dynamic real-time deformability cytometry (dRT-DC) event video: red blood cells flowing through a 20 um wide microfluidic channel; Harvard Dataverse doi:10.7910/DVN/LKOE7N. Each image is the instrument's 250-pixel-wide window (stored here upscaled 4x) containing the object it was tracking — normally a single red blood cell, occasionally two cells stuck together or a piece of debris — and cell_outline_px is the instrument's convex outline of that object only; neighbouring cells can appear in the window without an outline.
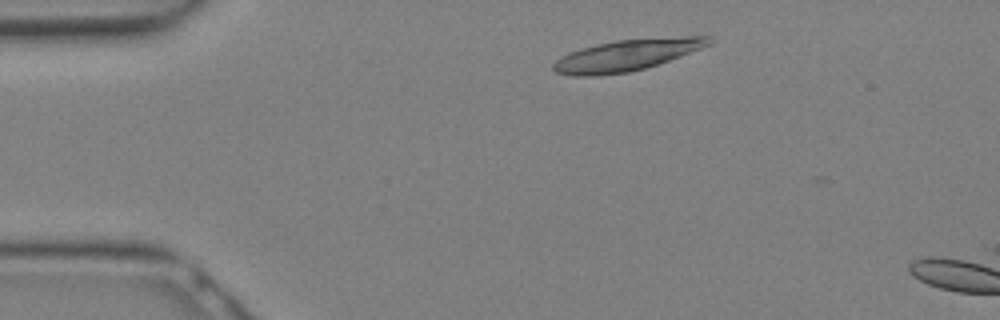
{"species": "Egyptian fruit bat (a non-hibernating species)", "species_latin": "Rousettus aegyptiacus", "temperature_condition": "warm", "stored_images_in_passage": 4, "camera_frame_rate_fps": 3000, "um_per_image_px": 0.085, "animal": {"sex": "female"}, "frame": {"image": 1, "passage_image": 2, "time_ms": 0.333, "image_size_px": [1000, 320], "cell_outline_px": [[712, 44], [668, 60], [644, 68], [628, 72], [592, 76], [576, 76], [556, 72], [552, 68], [552, 64], [560, 56], [568, 52], [580, 48], [596, 44], [616, 40], [684, 36], [708, 36], [712, 40]], "centroid_in_image_um": [53.22, 4.68], "position_along_channel_um": 31.8, "area_um2": 28.15}}